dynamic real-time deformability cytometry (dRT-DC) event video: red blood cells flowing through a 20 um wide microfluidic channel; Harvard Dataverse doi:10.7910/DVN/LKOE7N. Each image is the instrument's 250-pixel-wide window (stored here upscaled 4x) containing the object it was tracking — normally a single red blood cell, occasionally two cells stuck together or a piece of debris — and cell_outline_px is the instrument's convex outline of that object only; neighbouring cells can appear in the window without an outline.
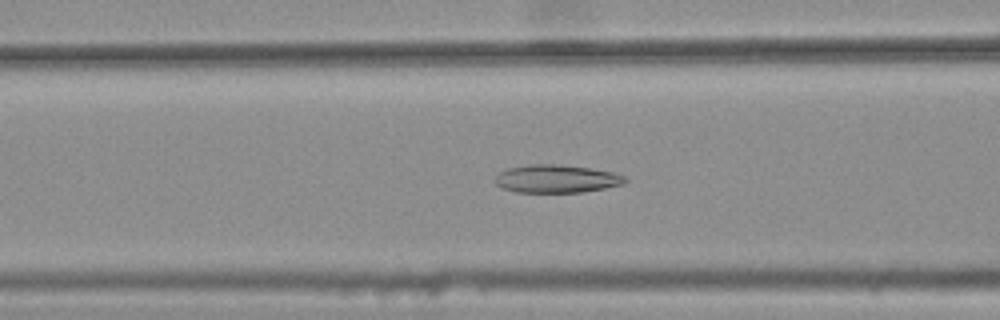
{"species": "common noctule bat (a hibernating species)", "species_latin": "Nyctalus noctula", "temperature_condition": "warm", "stored_images_in_passage": 44, "camera_frame_rate_fps": 3000, "um_per_image_px": 0.085, "animal": {"sex": "female", "body_mass_g": 25.1}, "frame": {"image": 1, "passage_image": 20, "time_ms": 6.333, "image_size_px": [1000, 320], "cell_outline_px": [[628, 180], [624, 184], [584, 192], [516, 192], [504, 188], [496, 184], [496, 176], [500, 172], [508, 168], [528, 164], [556, 164], [592, 168], [612, 172], [624, 176]], "centroid_in_image_um": [47.32, 15.19], "position_along_channel_um": 119.3, "area_um2": 21.15}}
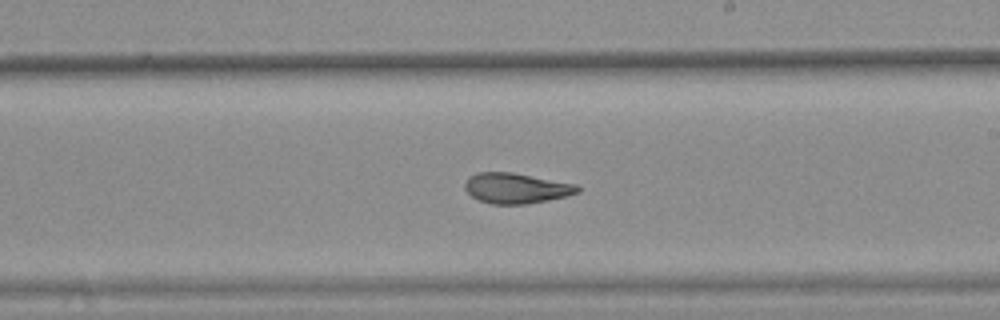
{"frame": {"image": 2, "passage_image": 30, "time_ms": 9.667, "image_size_px": [1000, 320], "cell_outline_px": [[580, 192], [568, 196], [548, 200], [524, 204], [492, 204], [480, 200], [472, 196], [464, 188], [464, 184], [468, 176], [476, 172], [512, 172], [576, 184], [580, 188]], "centroid_in_image_um": [43.87, 15.99], "position_along_channel_um": 245.1, "area_um2": 20.0}}
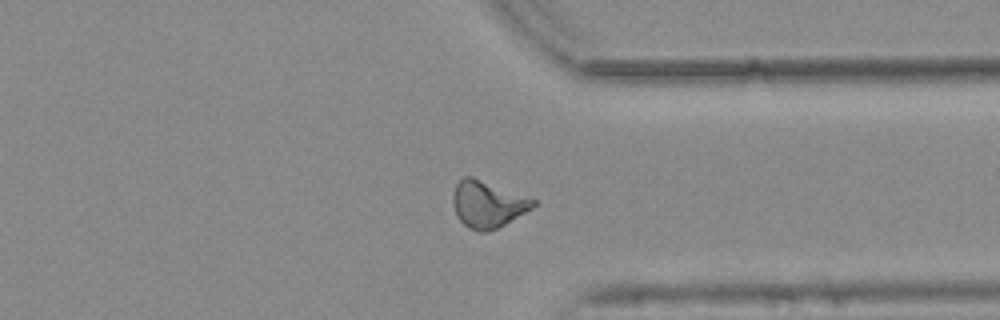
{"frame": {"image": 3, "passage_image": 40, "time_ms": 13.0, "image_size_px": [1000, 320], "cell_outline_px": [[536, 204], [532, 208], [504, 224], [496, 228], [484, 232], [480, 232], [468, 228], [456, 216], [452, 200], [452, 196], [456, 184], [464, 176], [472, 176], [536, 200]], "centroid_in_image_um": [41.41, 17.35], "position_along_channel_um": 370.0, "area_um2": 21.56}, "authors_computed_cell_mechanics": {"area_um2": 21.1548, "velocity_mm_per_s": 3.7811, "shape_relaxation_time_tau1_ms": null, "shape_relaxation_time_tau2_ms": 2.514, "deformation_change_tau1": null, "deformation_change_tau2": 0.0921}}